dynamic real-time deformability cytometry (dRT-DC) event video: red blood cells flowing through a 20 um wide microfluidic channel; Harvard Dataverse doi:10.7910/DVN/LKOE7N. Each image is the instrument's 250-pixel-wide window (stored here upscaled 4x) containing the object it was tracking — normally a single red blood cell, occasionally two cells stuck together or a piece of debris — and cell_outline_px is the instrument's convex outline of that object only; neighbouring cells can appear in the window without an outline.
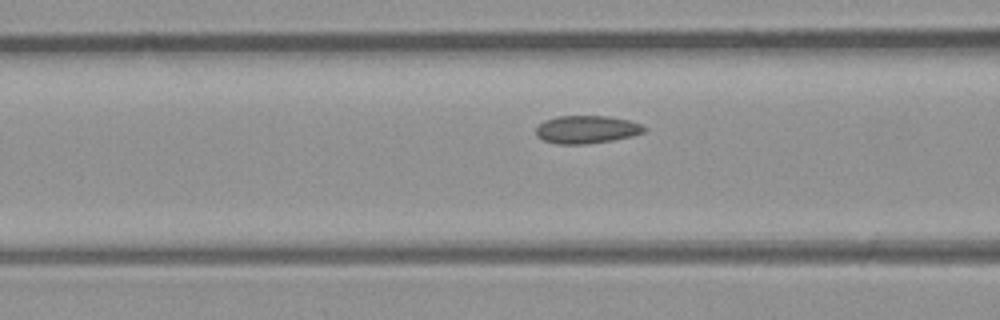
{"species": "common noctule bat (a hibernating species)", "species_latin": "Nyctalus noctula", "temperature_condition": "room temperature", "stored_images_in_passage": 30, "camera_frame_rate_fps": 3000, "um_per_image_px": 0.085, "animal": {"sex": "male", "body_mass_g": 23.1, "forearm_length_mm": 52.7}, "frame": {"image": 1, "passage_image": 11, "time_ms": 3.333, "image_size_px": [1000, 320], "cell_outline_px": [[648, 128], [644, 132], [632, 136], [612, 140], [584, 144], [556, 144], [544, 140], [536, 136], [536, 128], [544, 120], [556, 116], [608, 116], [628, 120], [640, 124]], "centroid_in_image_um": [49.85, 11.0], "position_along_channel_um": 116.7, "area_um2": 17.57}}
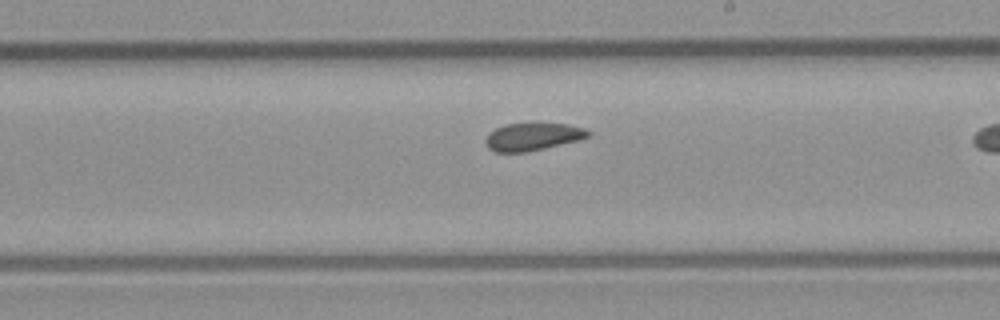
{"frame": {"image": 2, "passage_image": 20, "time_ms": 6.333, "image_size_px": [1000, 320], "cell_outline_px": [[592, 132], [588, 136], [576, 140], [544, 148], [524, 152], [496, 152], [488, 148], [484, 140], [488, 132], [504, 124], [568, 124], [584, 128]], "centroid_in_image_um": [45.22, 11.62], "position_along_channel_um": 243.8, "area_um2": 16.24}}
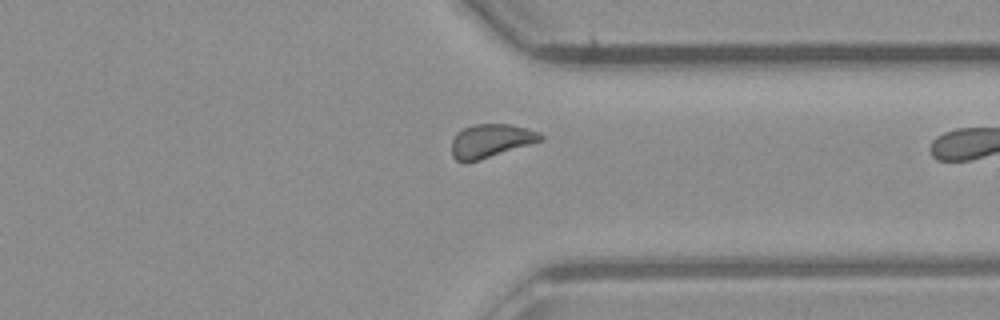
{"frame": {"image": 3, "passage_image": 29, "time_ms": 9.333, "image_size_px": [1000, 320], "cell_outline_px": [[544, 140], [480, 160], [456, 160], [452, 156], [452, 140], [464, 128], [476, 124], [508, 124], [540, 132], [544, 136]], "centroid_in_image_um": [41.77, 11.96], "position_along_channel_um": 369.6, "area_um2": 16.99}}